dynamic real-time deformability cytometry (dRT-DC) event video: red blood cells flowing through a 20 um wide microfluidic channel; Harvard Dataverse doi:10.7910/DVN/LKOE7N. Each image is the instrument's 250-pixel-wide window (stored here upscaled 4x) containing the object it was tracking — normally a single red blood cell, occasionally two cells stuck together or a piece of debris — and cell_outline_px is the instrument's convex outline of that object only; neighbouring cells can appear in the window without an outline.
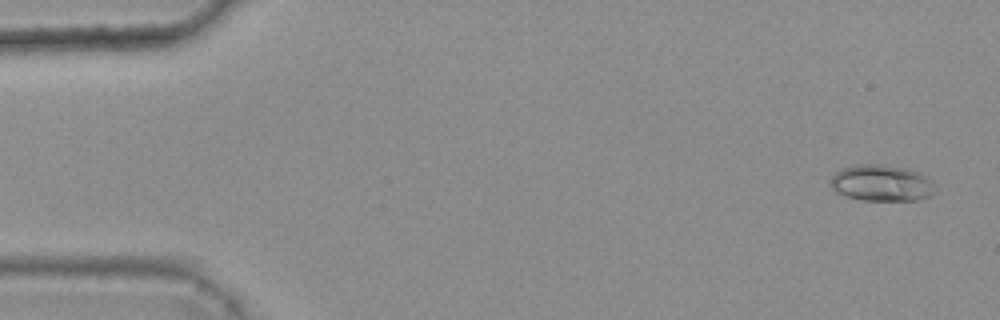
{"species": "common noctule bat (a hibernating species)", "species_latin": "Nyctalus noctula", "temperature_condition": "warm", "stored_images_in_passage": 48, "camera_frame_rate_fps": 3000, "um_per_image_px": 0.085, "animal": {"sex": "female", "body_mass_g": 25.1}, "frame": {"image": 1, "passage_image": 3, "time_ms": 0.667, "image_size_px": [1000, 320], "cell_outline_px": [[936, 192], [932, 196], [920, 200], [860, 200], [836, 192], [832, 188], [832, 176], [836, 172], [844, 168], [860, 164], [876, 164], [904, 168], [920, 172], [932, 184]], "centroid_in_image_um": [74.96, 15.57], "position_along_channel_um": 10.0, "area_um2": 21.85}}
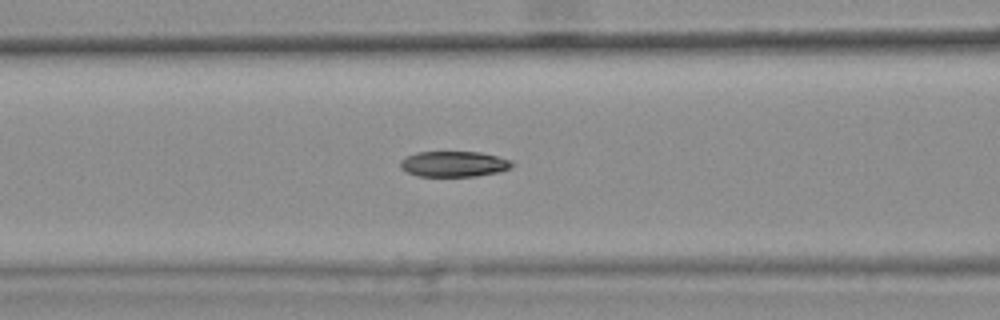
{"frame": {"image": 2, "passage_image": 23, "time_ms": 7.333, "image_size_px": [1000, 320], "cell_outline_px": [[516, 164], [512, 168], [500, 172], [476, 176], [416, 176], [400, 168], [400, 160], [404, 156], [416, 152], [480, 152], [512, 160]], "centroid_in_image_um": [38.59, 13.94], "position_along_channel_um": 128.0, "area_um2": 16.94}}
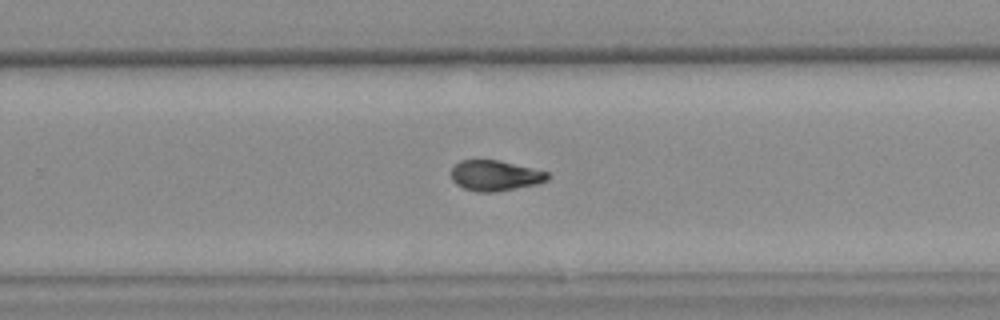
{"frame": {"image": 3, "passage_image": 36, "time_ms": 11.667, "image_size_px": [1000, 320], "cell_outline_px": [[548, 180], [540, 184], [492, 192], [480, 192], [464, 188], [456, 184], [452, 180], [452, 168], [460, 160], [500, 160], [548, 172]], "centroid_in_image_um": [42.1, 14.92], "position_along_channel_um": 287.7, "area_um2": 17.05}, "authors_computed_cell_mechanics": {"area_um2": 17.8313, "velocity_mm_per_s": 3.7007, "shape_relaxation_time_tau1_ms": 5.9608, "shape_relaxation_time_tau2_ms": 4.3755, "deformation_change_tau1": 0.1723, "deformation_change_tau2": 0.1041}}